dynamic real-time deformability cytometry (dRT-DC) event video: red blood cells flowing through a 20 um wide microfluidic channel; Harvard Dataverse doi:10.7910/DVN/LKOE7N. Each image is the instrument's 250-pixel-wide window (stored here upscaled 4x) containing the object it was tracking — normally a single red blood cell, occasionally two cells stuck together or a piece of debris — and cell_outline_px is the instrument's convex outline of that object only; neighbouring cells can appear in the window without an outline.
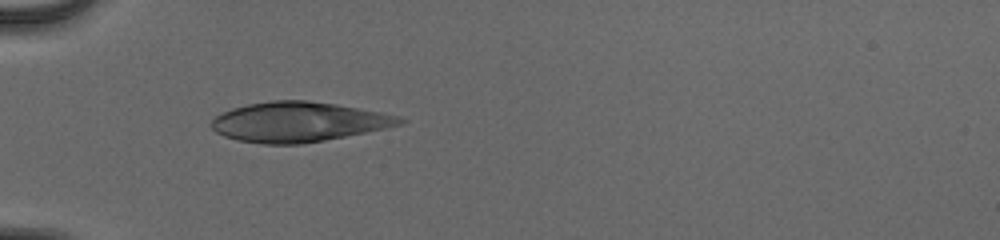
{"species": "human", "species_latin": "Homo sapiens", "temperature_condition": "cold", "stored_images_in_passage": 36, "camera_frame_rate_fps": 3000, "um_per_image_px": 0.085, "donor": {"sex": "male"}, "frame": {"image": 1, "passage_image": 1, "time_ms": 0.0, "image_size_px": [1000, 240], "cell_outline_px": [[408, 120], [400, 124], [388, 128], [324, 140], [300, 144], [264, 144], [236, 140], [224, 136], [216, 132], [212, 128], [212, 120], [216, 116], [232, 108], [248, 104], [272, 100], [304, 100], [336, 104], [400, 116]], "centroid_in_image_um": [25.37, 10.36], "position_along_channel_um": 59.6, "area_um2": 43.52}}
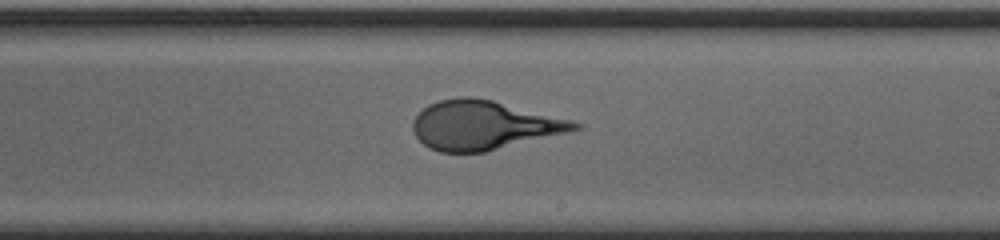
{"frame": {"image": 2, "passage_image": 16, "time_ms": 5.0, "image_size_px": [1000, 240], "cell_outline_px": [[580, 128], [568, 132], [484, 152], [440, 152], [428, 148], [416, 136], [412, 128], [412, 120], [428, 104], [440, 100], [460, 96], [472, 96], [492, 100], [568, 120], [580, 124]], "centroid_in_image_um": [41.03, 10.64], "position_along_channel_um": 248.0, "area_um2": 45.49}}
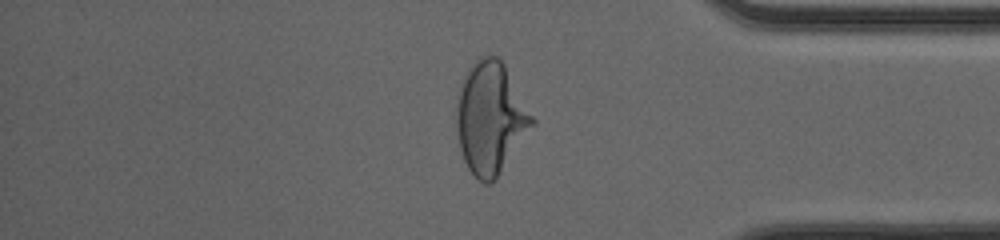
{"frame": {"image": 3, "passage_image": 28, "time_ms": 9.0, "image_size_px": [1000, 240], "cell_outline_px": [[536, 124], [496, 180], [492, 184], [484, 184], [476, 180], [472, 176], [464, 160], [460, 148], [456, 124], [456, 96], [460, 84], [468, 68], [480, 56], [488, 52], [496, 56], [504, 64], [536, 120]], "centroid_in_image_um": [41.7, 10.06], "position_along_channel_um": 393.5, "area_um2": 50.23}}